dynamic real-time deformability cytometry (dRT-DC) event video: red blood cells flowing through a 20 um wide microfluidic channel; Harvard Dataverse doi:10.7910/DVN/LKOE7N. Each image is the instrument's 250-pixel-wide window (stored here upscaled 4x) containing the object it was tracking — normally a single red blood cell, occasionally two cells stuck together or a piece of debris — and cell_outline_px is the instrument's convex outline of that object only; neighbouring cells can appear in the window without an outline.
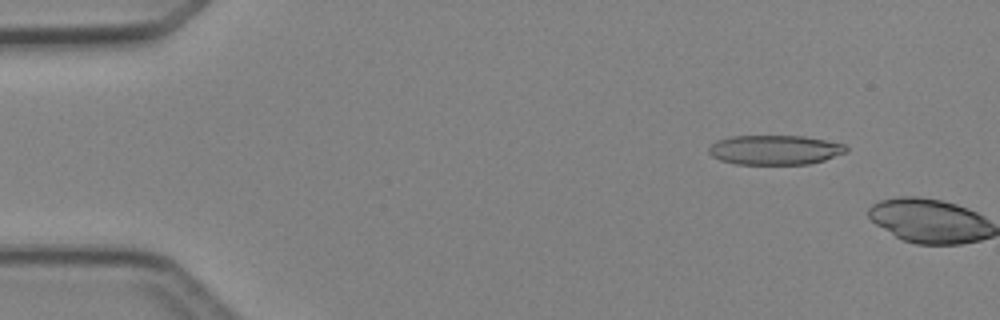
{"species": "Egyptian fruit bat (a non-hibernating species)", "species_latin": "Rousettus aegyptiacus", "temperature_condition": "cold", "stored_images_in_passage": 3, "camera_frame_rate_fps": 3000, "um_per_image_px": 0.085, "animal": {"sex": "female"}, "frame": {"image": 1, "passage_image": 2, "time_ms": 1.333, "image_size_px": [1000, 320], "cell_outline_px": [[848, 152], [824, 160], [808, 164], [736, 164], [720, 160], [712, 156], [708, 152], [708, 148], [716, 140], [732, 136], [804, 136], [844, 144], [848, 148]], "centroid_in_image_um": [65.86, 12.74], "position_along_channel_um": 19.1, "area_um2": 23.7}}